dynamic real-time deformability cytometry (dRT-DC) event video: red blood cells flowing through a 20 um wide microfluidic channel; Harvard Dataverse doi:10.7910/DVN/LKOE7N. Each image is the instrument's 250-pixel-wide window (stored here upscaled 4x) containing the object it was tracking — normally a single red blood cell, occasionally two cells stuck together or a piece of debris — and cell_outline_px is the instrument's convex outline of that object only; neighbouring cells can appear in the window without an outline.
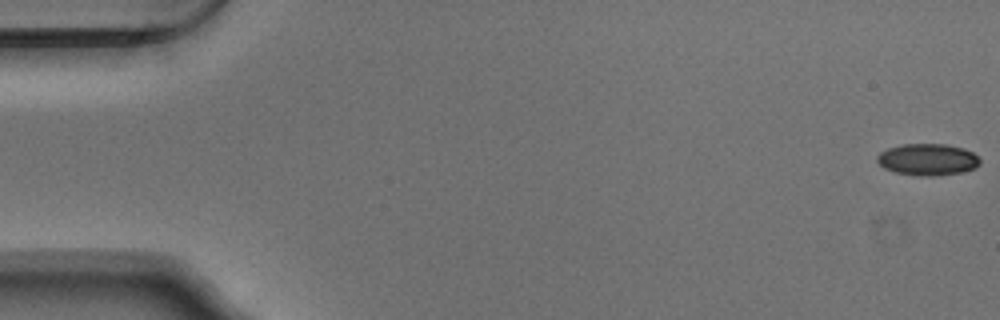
{"species": "Egyptian fruit bat (a non-hibernating species)", "species_latin": "Rousettus aegyptiacus", "temperature_condition": "warm", "stored_images_in_passage": 54, "camera_frame_rate_fps": 3000, "um_per_image_px": 0.085, "animal": {"sex": "male"}, "frame": {"image": 1, "passage_image": 1, "time_ms": 0.0, "image_size_px": [1000, 320], "cell_outline_px": [[980, 164], [976, 168], [960, 172], [936, 176], [920, 176], [896, 172], [884, 168], [876, 160], [876, 156], [880, 152], [888, 148], [904, 144], [948, 144], [964, 148], [972, 152], [980, 160]], "centroid_in_image_um": [78.85, 13.55], "position_along_channel_um": 6.1, "area_um2": 19.02}}
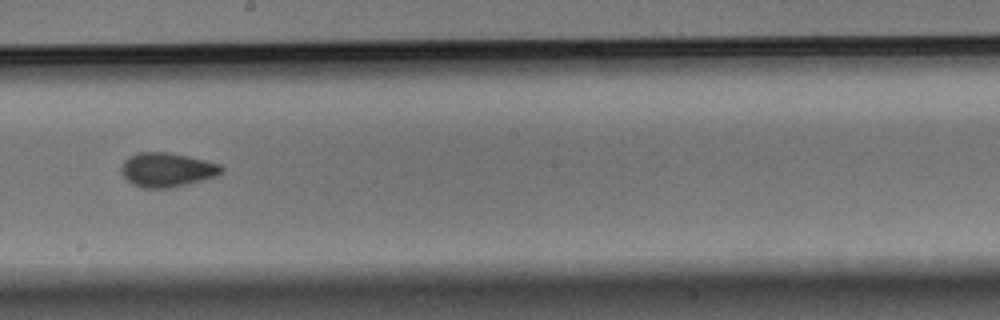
{"frame": {"image": 2, "passage_image": 31, "time_ms": 10.0, "image_size_px": [1000, 320], "cell_outline_px": [[224, 172], [216, 176], [204, 180], [172, 188], [144, 188], [132, 184], [120, 172], [120, 164], [128, 156], [136, 152], [168, 152], [188, 156], [220, 164], [224, 168]], "centroid_in_image_um": [14.18, 14.43], "position_along_channel_um": 234.0, "area_um2": 20.29}}
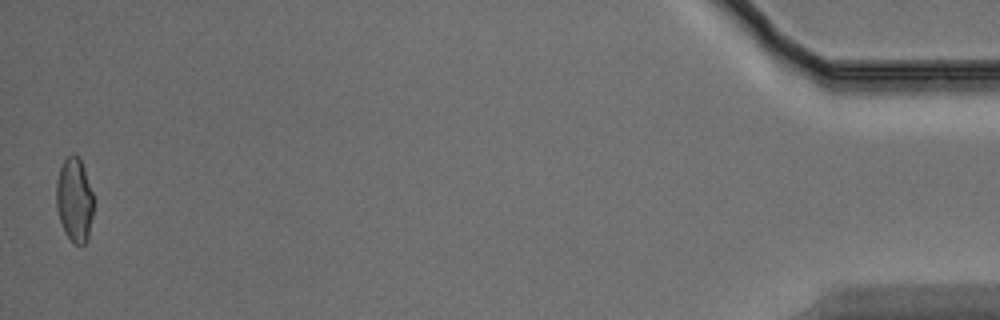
{"frame": {"image": 3, "passage_image": 54, "time_ms": 17.667, "image_size_px": [1000, 320], "cell_outline_px": [[92, 216], [88, 240], [80, 248], [64, 232], [56, 208], [56, 180], [60, 168], [64, 160], [72, 152], [76, 152], [80, 156], [92, 192]], "centroid_in_image_um": [6.32, 16.96], "position_along_channel_um": 428.9, "area_um2": 18.44}, "authors_computed_cell_mechanics": {"area_um2": 19.2474, "velocity_mm_per_s": 3.7518, "shape_relaxation_time_tau1_ms": 5.7533, "shape_relaxation_time_tau2_ms": 1.6554, "deformation_change_tau1": 0.1219, "deformation_change_tau2": 0.055}}